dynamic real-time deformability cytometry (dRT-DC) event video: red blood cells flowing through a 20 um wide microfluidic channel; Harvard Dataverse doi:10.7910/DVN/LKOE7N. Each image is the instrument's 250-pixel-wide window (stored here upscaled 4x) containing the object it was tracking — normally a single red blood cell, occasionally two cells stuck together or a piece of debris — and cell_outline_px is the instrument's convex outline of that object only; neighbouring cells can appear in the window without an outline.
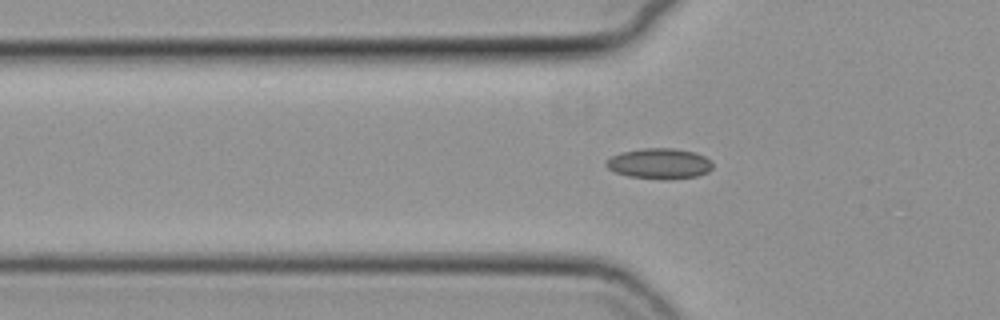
{"species": "common noctule bat (a hibernating species)", "species_latin": "Nyctalus noctula", "temperature_condition": "cold", "stored_images_in_passage": 27, "camera_frame_rate_fps": 3000, "um_per_image_px": 0.085, "animal": {"sex": "female", "body_mass_g": 19.3, "forearm_length_mm": 54.1}, "frame": {"image": 1, "passage_image": 15, "time_ms": 4.667, "image_size_px": [1000, 320], "cell_outline_px": [[712, 168], [708, 172], [696, 176], [668, 180], [664, 180], [628, 176], [616, 172], [608, 168], [604, 164], [612, 156], [620, 152], [644, 148], [672, 148], [696, 152], [712, 160]], "centroid_in_image_um": [56.07, 13.9], "position_along_channel_um": 69.7, "area_um2": 19.07}}
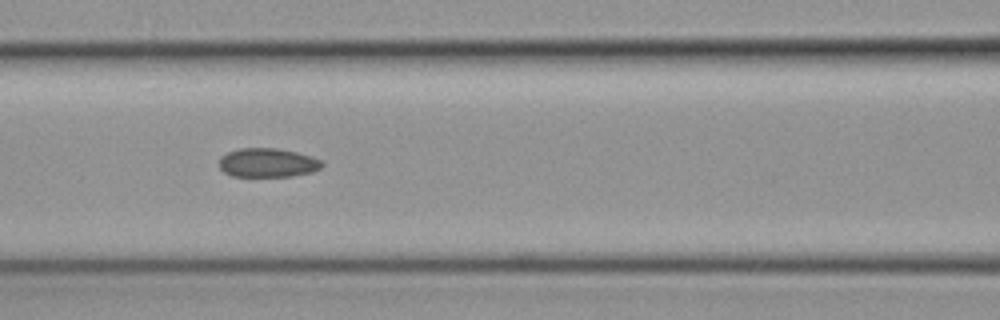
{"frame": {"image": 2, "passage_image": 21, "time_ms": 6.667, "image_size_px": [1000, 320], "cell_outline_px": [[324, 164], [320, 168], [312, 172], [292, 176], [232, 176], [224, 172], [220, 168], [220, 156], [228, 152], [240, 148], [276, 148], [296, 152], [320, 160]], "centroid_in_image_um": [22.73, 13.83], "position_along_channel_um": 143.9, "area_um2": 17.22}}
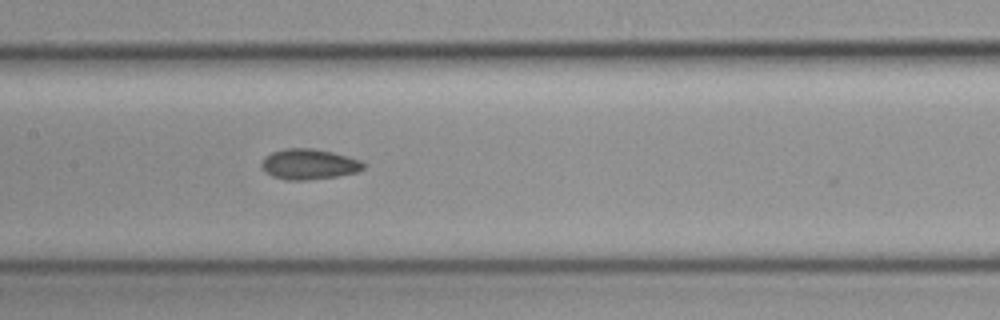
{"frame": {"image": 3, "passage_image": 24, "time_ms": 7.667, "image_size_px": [1000, 320], "cell_outline_px": [[364, 168], [356, 172], [336, 176], [304, 180], [288, 180], [272, 176], [264, 172], [260, 168], [260, 164], [264, 156], [272, 152], [284, 148], [312, 148], [332, 152], [348, 156], [360, 160], [364, 164]], "centroid_in_image_um": [26.2, 13.95], "position_along_channel_um": 181.2, "area_um2": 18.15}}